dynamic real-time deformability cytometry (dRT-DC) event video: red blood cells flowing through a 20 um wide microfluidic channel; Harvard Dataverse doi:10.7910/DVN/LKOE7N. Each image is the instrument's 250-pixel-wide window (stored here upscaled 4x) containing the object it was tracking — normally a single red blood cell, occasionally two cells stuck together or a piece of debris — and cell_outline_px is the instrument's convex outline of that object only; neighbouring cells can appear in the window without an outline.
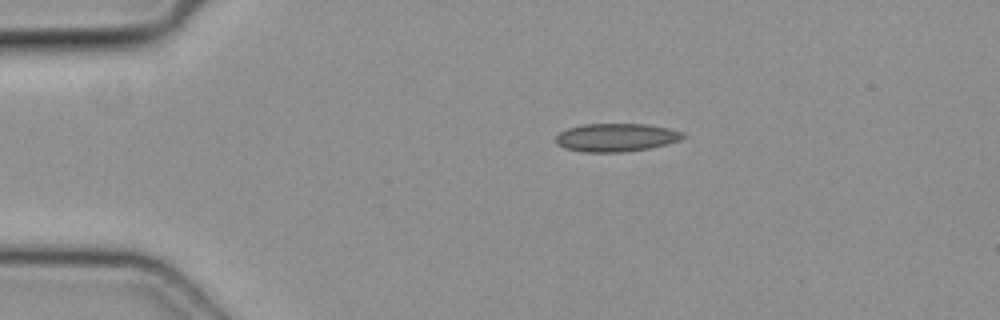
{"species": "common noctule bat (a hibernating species)", "species_latin": "Nyctalus noctula", "temperature_condition": "cold", "stored_images_in_passage": 2, "camera_frame_rate_fps": 3000, "um_per_image_px": 0.085, "animal": {"sex": "female", "body_mass_g": 19.3, "forearm_length_mm": 54.1}, "frame": {"image": 1, "passage_image": 1, "time_ms": 0.0, "image_size_px": [1000, 320], "cell_outline_px": [[688, 136], [680, 140], [668, 144], [648, 148], [624, 152], [584, 152], [564, 148], [556, 144], [556, 136], [560, 132], [568, 128], [584, 124], [648, 124], [668, 128], [684, 132]], "centroid_in_image_um": [52.4, 11.68], "position_along_channel_um": 32.6, "area_um2": 21.04}}